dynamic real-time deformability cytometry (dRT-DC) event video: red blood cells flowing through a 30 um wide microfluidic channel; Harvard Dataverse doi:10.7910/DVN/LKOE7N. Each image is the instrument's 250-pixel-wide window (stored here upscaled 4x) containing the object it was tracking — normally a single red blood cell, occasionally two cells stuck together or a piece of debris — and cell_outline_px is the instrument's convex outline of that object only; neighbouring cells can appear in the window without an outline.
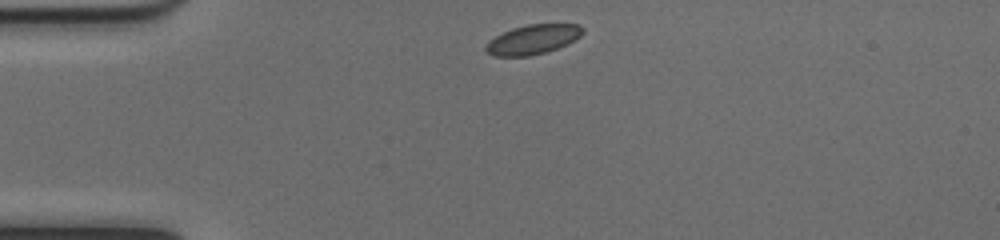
{"species": "common noctule bat (a hibernating species)", "species_latin": "Nyctalus noctula", "temperature_condition": "cold", "stored_images_in_passage": 40, "camera_frame_rate_fps": 3000, "um_per_image_px": 0.085, "animal": {"sex": "female", "body_mass_g": 17.0, "forearm_length_mm": 48.0}, "frame": {"image": 1, "passage_image": 1, "time_ms": 0.0, "image_size_px": [1000, 240], "cell_outline_px": [[584, 32], [580, 36], [568, 44], [544, 52], [528, 56], [496, 56], [488, 52], [484, 48], [488, 40], [512, 28], [528, 24], [580, 24], [584, 28]], "centroid_in_image_um": [45.31, 3.34], "position_along_channel_um": 39.7, "area_um2": 16.59}}
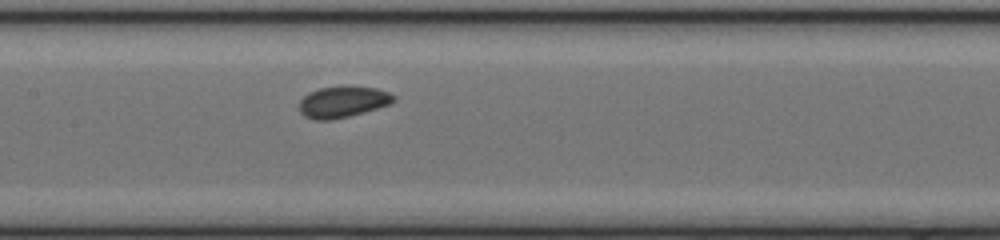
{"frame": {"image": 2, "passage_image": 14, "time_ms": 4.333, "image_size_px": [1000, 240], "cell_outline_px": [[396, 100], [392, 104], [364, 112], [348, 116], [328, 120], [316, 120], [304, 116], [300, 112], [300, 100], [308, 92], [320, 88], [376, 88], [388, 92], [396, 96]], "centroid_in_image_um": [29.15, 8.69], "position_along_channel_um": 178.2, "area_um2": 16.76}}
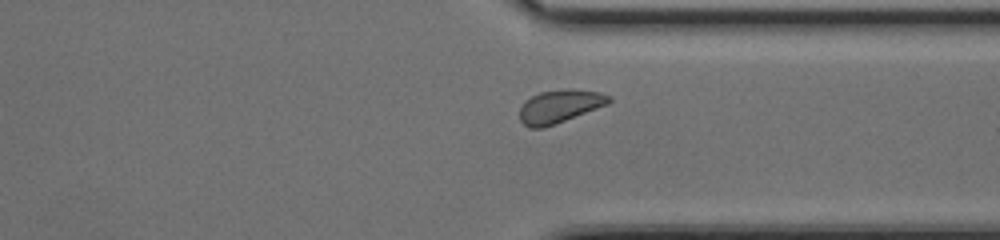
{"frame": {"image": 3, "passage_image": 28, "time_ms": 9.0, "image_size_px": [1000, 240], "cell_outline_px": [[612, 100], [608, 104], [544, 128], [528, 128], [520, 120], [520, 108], [524, 100], [540, 92], [568, 88], [572, 88], [600, 92], [612, 96]], "centroid_in_image_um": [47.58, 9.02], "position_along_channel_um": 363.8, "area_um2": 17.34}, "authors_computed_cell_mechanics": {"area_um2": 16.8487, "velocity_mm_per_s": 3.9838, "shape_relaxation_time_tau1_ms": null, "shape_relaxation_time_tau2_ms": 2.6203, "deformation_change_tau1": null, "deformation_change_tau2": 0.0562}}